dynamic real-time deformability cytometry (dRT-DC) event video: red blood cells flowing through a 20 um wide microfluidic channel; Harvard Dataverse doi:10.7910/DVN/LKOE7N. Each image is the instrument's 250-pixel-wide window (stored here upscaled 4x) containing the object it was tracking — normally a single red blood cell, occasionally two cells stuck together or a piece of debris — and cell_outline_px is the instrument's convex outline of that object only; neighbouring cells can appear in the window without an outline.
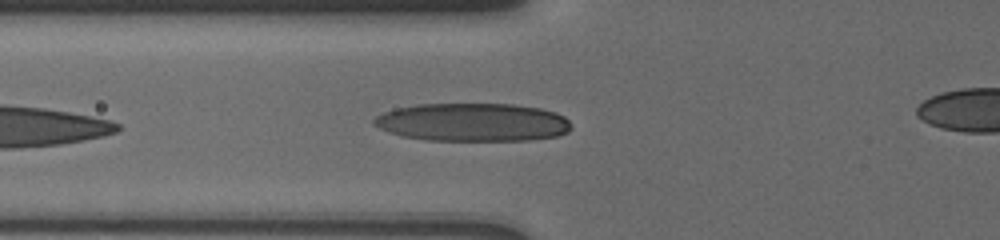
{"species": "human", "species_latin": "Homo sapiens", "temperature_condition": "cold", "stored_images_in_passage": 25, "camera_frame_rate_fps": 3000, "um_per_image_px": 0.085, "donor": {"sex": "male"}, "frame": {"image": 1, "passage_image": 4, "time_ms": 1.0, "image_size_px": [1000, 240], "cell_outline_px": [[572, 128], [568, 132], [556, 136], [528, 140], [424, 140], [404, 136], [380, 128], [372, 124], [372, 120], [376, 116], [384, 112], [396, 108], [420, 104], [512, 104], [540, 108], [556, 112], [564, 116], [572, 124]], "centroid_in_image_um": [40.21, 10.39], "position_along_channel_um": 85.6, "area_um2": 43.87}}
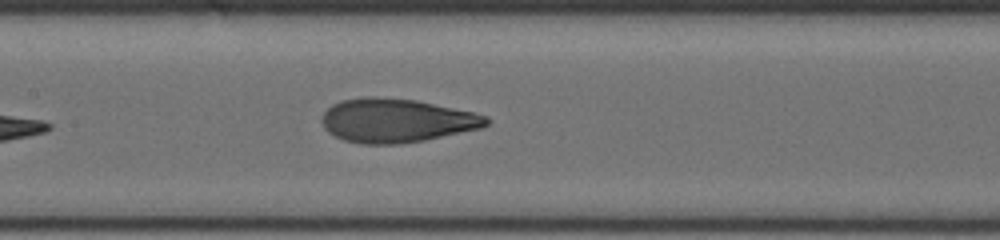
{"frame": {"image": 2, "passage_image": 11, "time_ms": 3.333, "image_size_px": [1000, 240], "cell_outline_px": [[488, 124], [484, 128], [424, 140], [400, 144], [360, 144], [344, 140], [328, 132], [324, 128], [320, 120], [324, 112], [332, 104], [344, 100], [364, 96], [376, 96], [416, 100], [472, 112], [488, 116]], "centroid_in_image_um": [33.68, 10.25], "position_along_channel_um": 173.7, "area_um2": 42.14}}
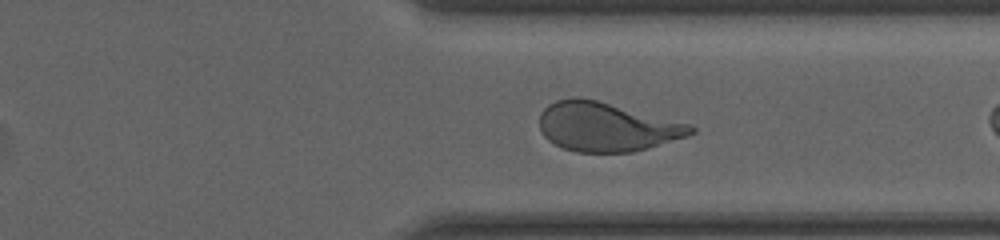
{"frame": {"image": 3, "passage_image": 23, "time_ms": 7.333, "image_size_px": [1000, 240], "cell_outline_px": [[696, 132], [688, 136], [648, 148], [632, 152], [576, 152], [564, 148], [548, 140], [544, 136], [540, 128], [540, 112], [548, 104], [556, 100], [572, 96], [576, 96], [596, 100], [688, 124], [696, 128]], "centroid_in_image_um": [51.52, 10.78], "position_along_channel_um": 359.9, "area_um2": 42.95}}